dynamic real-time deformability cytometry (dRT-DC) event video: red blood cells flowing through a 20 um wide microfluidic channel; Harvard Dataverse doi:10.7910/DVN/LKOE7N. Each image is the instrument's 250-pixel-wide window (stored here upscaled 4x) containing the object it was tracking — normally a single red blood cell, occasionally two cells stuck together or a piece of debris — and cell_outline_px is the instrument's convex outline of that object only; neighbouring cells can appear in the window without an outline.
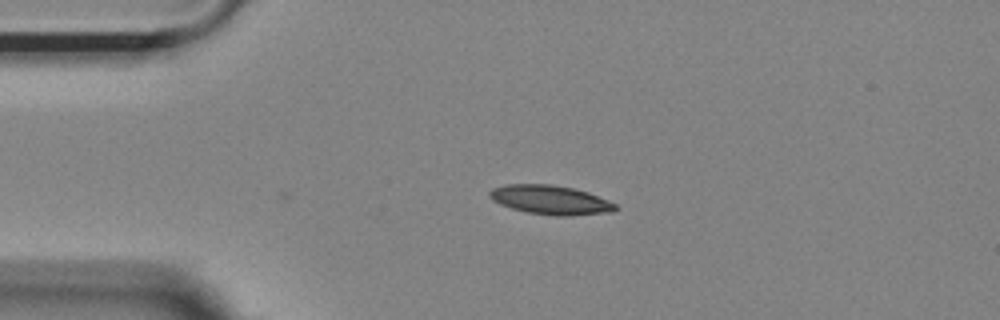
{"species": "Egyptian fruit bat (a non-hibernating species)", "species_latin": "Rousettus aegyptiacus", "temperature_condition": "room temperature", "stored_images_in_passage": 3, "camera_frame_rate_fps": 3000, "um_per_image_px": 0.085, "animal": {"sex": "female"}, "frame": {"image": 1, "passage_image": 3, "time_ms": 0.667, "image_size_px": [1000, 320], "cell_outline_px": [[620, 208], [612, 212], [568, 216], [556, 216], [528, 212], [512, 208], [500, 204], [492, 200], [488, 196], [488, 192], [492, 188], [504, 184], [552, 184], [572, 188], [588, 192], [608, 200], [616, 204]], "centroid_in_image_um": [46.79, 16.99], "position_along_channel_um": 38.2, "area_um2": 21.5}}